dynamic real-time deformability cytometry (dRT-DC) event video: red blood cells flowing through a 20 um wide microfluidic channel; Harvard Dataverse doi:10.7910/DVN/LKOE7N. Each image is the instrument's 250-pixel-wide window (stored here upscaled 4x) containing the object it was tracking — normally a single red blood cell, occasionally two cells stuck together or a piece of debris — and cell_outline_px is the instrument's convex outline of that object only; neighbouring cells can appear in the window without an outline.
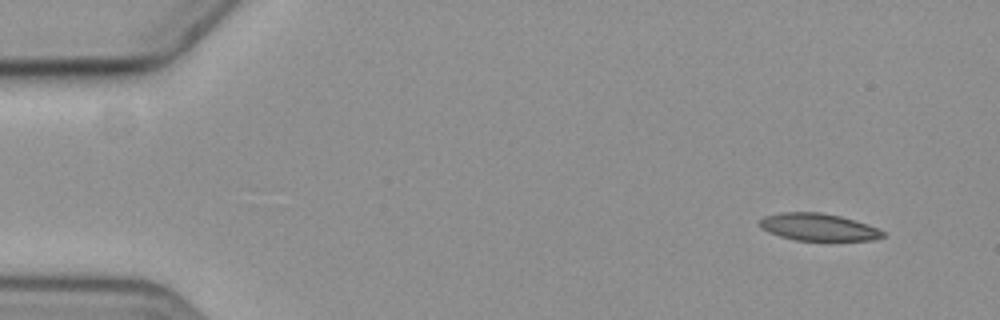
{"species": "common noctule bat (a hibernating species)", "species_latin": "Nyctalus noctula", "temperature_condition": "cold", "stored_images_in_passage": 8, "camera_frame_rate_fps": 3000, "um_per_image_px": 0.085, "animal": {"sex": "female", "body_mass_g": 19.3, "forearm_length_mm": 54.1}, "frame": {"image": 1, "passage_image": 1, "time_ms": 0.0, "image_size_px": [1000, 320], "cell_outline_px": [[884, 236], [872, 240], [796, 240], [780, 236], [768, 232], [760, 228], [760, 220], [764, 216], [780, 212], [820, 212], [840, 216], [868, 224], [880, 228], [884, 232]], "centroid_in_image_um": [69.55, 19.29], "position_along_channel_um": 15.4, "area_um2": 19.54}}
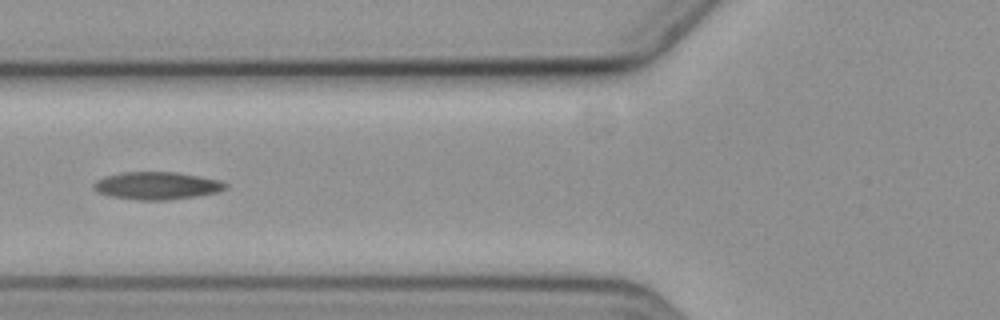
{"frame": {"image": 2, "passage_image": 6, "time_ms": 6.0, "image_size_px": [1000, 320], "cell_outline_px": [[228, 188], [220, 192], [196, 196], [168, 200], [136, 200], [108, 196], [96, 192], [92, 188], [92, 184], [96, 180], [104, 176], [124, 172], [176, 172], [220, 180], [228, 184]], "centroid_in_image_um": [13.31, 15.79], "position_along_channel_um": 112.5, "area_um2": 21.5}}
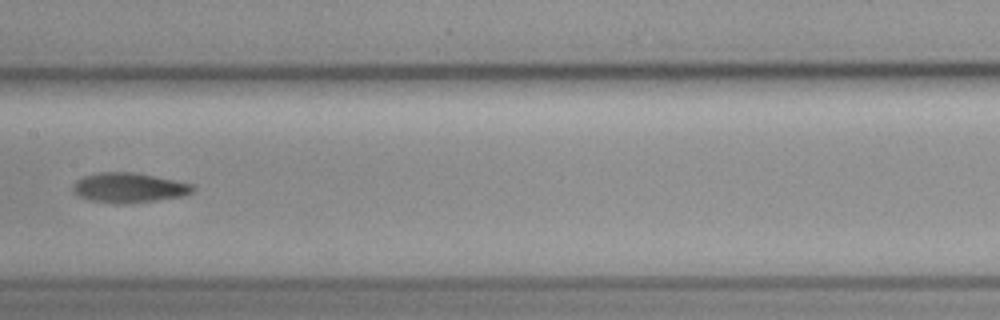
{"frame": {"image": 3, "passage_image": 8, "time_ms": 8.333, "image_size_px": [1000, 320], "cell_outline_px": [[196, 188], [192, 192], [184, 196], [128, 204], [112, 204], [88, 200], [72, 192], [72, 184], [76, 180], [84, 176], [100, 172], [136, 172], [192, 184]], "centroid_in_image_um": [10.93, 15.97], "position_along_channel_um": 196.5, "area_um2": 21.1}}